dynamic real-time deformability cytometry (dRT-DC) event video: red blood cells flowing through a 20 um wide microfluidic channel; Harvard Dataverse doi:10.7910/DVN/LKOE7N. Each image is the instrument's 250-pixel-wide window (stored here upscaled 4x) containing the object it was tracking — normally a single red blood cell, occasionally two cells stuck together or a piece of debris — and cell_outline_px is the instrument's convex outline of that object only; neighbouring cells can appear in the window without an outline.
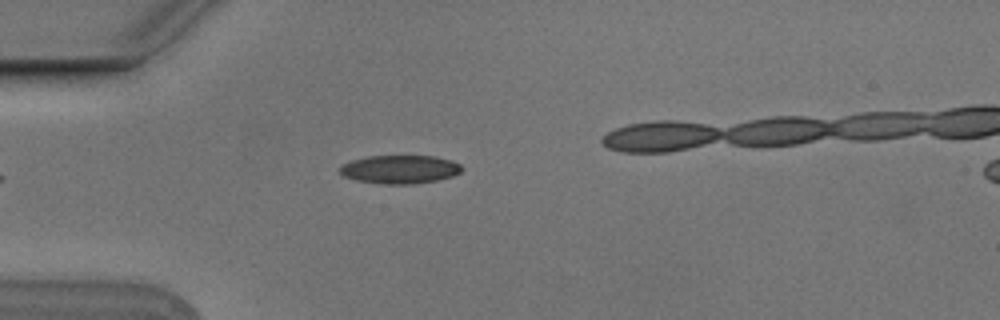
{"species": "Egyptian fruit bat (a non-hibernating species)", "species_latin": "Rousettus aegyptiacus", "temperature_condition": "cold", "stored_images_in_passage": 3, "camera_frame_rate_fps": 3000, "um_per_image_px": 0.085, "animal": {"sex": "male"}, "frame": {"image": 1, "passage_image": 1, "time_ms": 0.0, "image_size_px": [1000, 320], "cell_outline_px": [[464, 168], [460, 172], [452, 176], [436, 180], [412, 184], [380, 184], [356, 180], [344, 176], [340, 172], [340, 164], [352, 160], [368, 156], [432, 156], [452, 160], [460, 164]], "centroid_in_image_um": [33.98, 14.39], "position_along_channel_um": 51.0, "area_um2": 20.23}}